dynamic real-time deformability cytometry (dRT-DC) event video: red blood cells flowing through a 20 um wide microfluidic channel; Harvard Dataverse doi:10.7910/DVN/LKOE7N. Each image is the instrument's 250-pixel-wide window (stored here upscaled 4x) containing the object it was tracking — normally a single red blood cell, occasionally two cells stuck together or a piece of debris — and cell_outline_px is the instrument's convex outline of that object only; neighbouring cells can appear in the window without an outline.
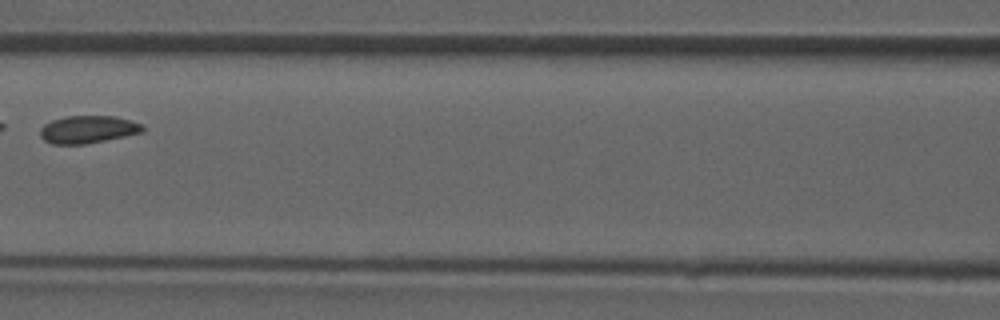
{"species": "common noctule bat (a hibernating species)", "species_latin": "Nyctalus noctula", "temperature_condition": "room temperature", "stored_images_in_passage": 7, "camera_frame_rate_fps": 3000, "um_per_image_px": 0.085, "animal": {"sex": "male", "forearm_length_mm": 52.5}, "frame": {"image": 1, "passage_image": 5, "time_ms": 4.667, "image_size_px": [1000, 320], "cell_outline_px": [[144, 128], [140, 132], [124, 136], [84, 144], [52, 144], [44, 140], [40, 136], [40, 128], [44, 124], [52, 120], [64, 116], [116, 116], [132, 120], [144, 124]], "centroid_in_image_um": [7.45, 10.99], "position_along_channel_um": 159.1, "area_um2": 16.47}}